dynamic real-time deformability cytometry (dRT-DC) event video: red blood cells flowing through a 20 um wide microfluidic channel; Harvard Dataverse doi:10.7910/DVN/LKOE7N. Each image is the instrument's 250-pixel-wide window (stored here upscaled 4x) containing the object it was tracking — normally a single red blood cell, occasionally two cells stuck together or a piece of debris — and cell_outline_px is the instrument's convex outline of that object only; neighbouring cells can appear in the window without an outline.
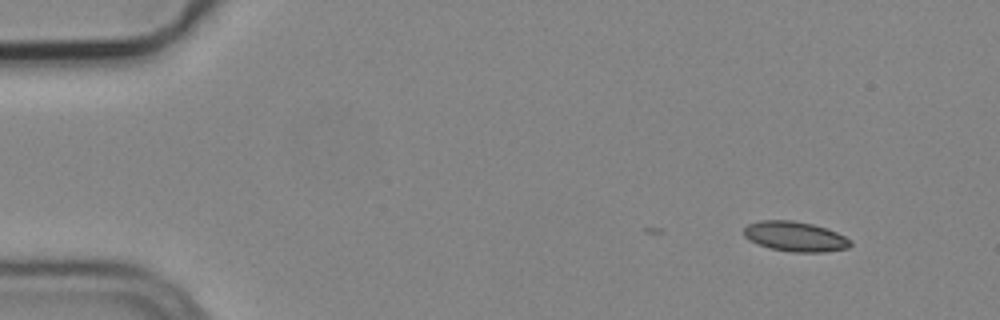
{"species": "common noctule bat (a hibernating species)", "species_latin": "Nyctalus noctula", "temperature_condition": "cold", "stored_images_in_passage": 5, "camera_frame_rate_fps": 3000, "um_per_image_px": 0.085, "animal": {"sex": "male", "body_mass_g": 19.2, "forearm_length_mm": 51.8}, "frame": {"image": 1, "passage_image": 1, "time_ms": 0.0, "image_size_px": [1000, 320], "cell_outline_px": [[852, 244], [848, 248], [824, 252], [792, 252], [768, 248], [748, 240], [744, 236], [744, 228], [748, 224], [760, 220], [792, 220], [812, 224], [828, 228], [852, 240]], "centroid_in_image_um": [67.59, 20.1], "position_along_channel_um": 17.4, "area_um2": 18.79}}
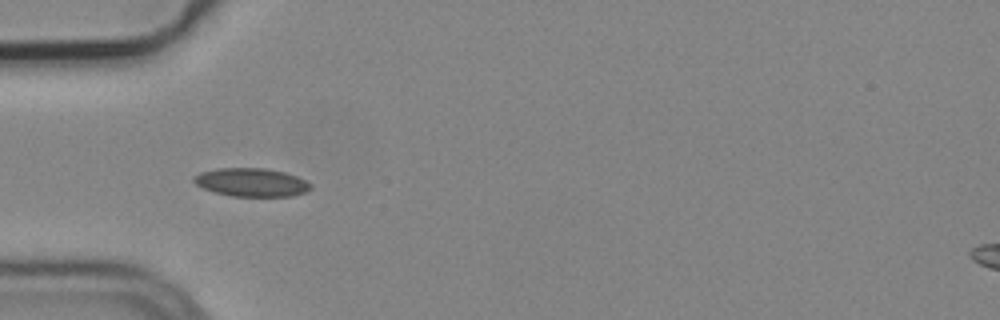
{"frame": {"image": 2, "passage_image": 4, "time_ms": 1.0, "image_size_px": [1000, 320], "cell_outline_px": [[312, 188], [308, 192], [292, 196], [232, 196], [216, 192], [204, 188], [196, 184], [192, 180], [192, 176], [200, 172], [216, 168], [264, 168], [284, 172], [296, 176], [312, 184]], "centroid_in_image_um": [21.38, 15.49], "position_along_channel_um": 63.6, "area_um2": 19.36}}
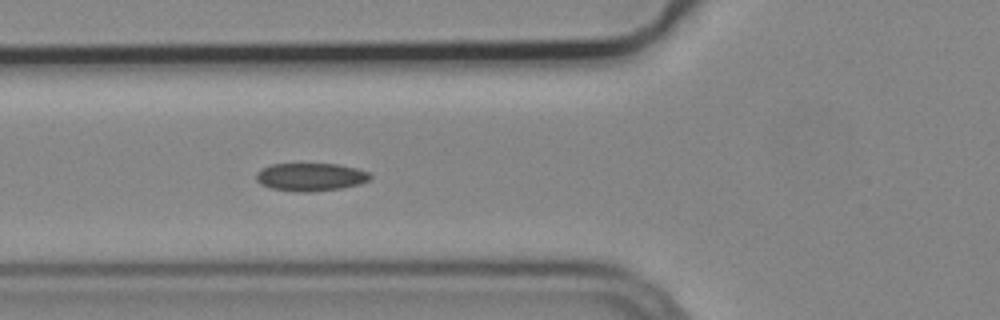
{"frame": {"image": 3, "passage_image": 5, "time_ms": 1.333, "image_size_px": [1000, 320], "cell_outline_px": [[372, 176], [368, 180], [360, 184], [340, 188], [308, 192], [304, 192], [272, 188], [260, 184], [256, 180], [256, 172], [260, 168], [272, 164], [340, 164], [356, 168], [368, 172]], "centroid_in_image_um": [26.38, 15.03], "position_along_channel_um": 99.4, "area_um2": 18.5}}